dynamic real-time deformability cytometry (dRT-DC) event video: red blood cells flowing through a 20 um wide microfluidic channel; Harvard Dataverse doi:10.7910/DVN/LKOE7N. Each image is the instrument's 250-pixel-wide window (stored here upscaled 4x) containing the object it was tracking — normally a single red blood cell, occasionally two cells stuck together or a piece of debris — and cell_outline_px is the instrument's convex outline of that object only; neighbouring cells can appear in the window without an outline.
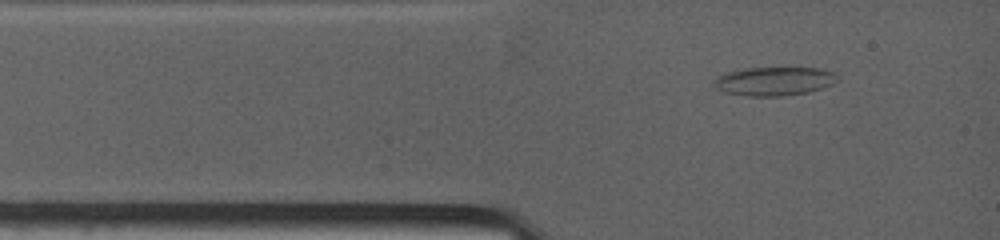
{"species": "common noctule bat (a hibernating species)", "species_latin": "Nyctalus noctula", "temperature_condition": "warm", "stored_images_in_passage": 15, "camera_frame_rate_fps": 4500, "um_per_image_px": 0.085, "animal": {"sex": "female", "body_mass_g": 19.0, "forearm_length_mm": 53.3}, "frame": {"image": 1, "passage_image": 1, "time_ms": 0.0, "image_size_px": [1000, 240], "cell_outline_px": [[840, 80], [832, 84], [808, 92], [784, 96], [748, 96], [724, 92], [716, 88], [716, 80], [720, 76], [728, 72], [744, 68], [820, 68], [832, 72]], "centroid_in_image_um": [65.84, 6.9], "position_along_channel_um": 19.2, "area_um2": 20.35}}
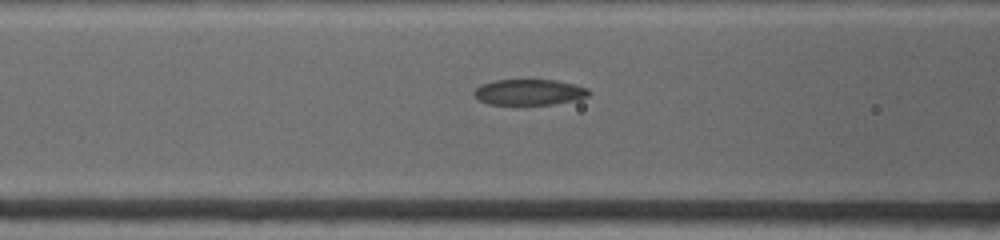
{"frame": {"image": 2, "passage_image": 9, "time_ms": 3.111, "image_size_px": [1000, 240], "cell_outline_px": [[592, 92], [588, 96], [576, 100], [552, 104], [520, 108], [488, 104], [476, 100], [472, 96], [472, 92], [480, 84], [496, 80], [556, 80], [588, 88]], "centroid_in_image_um": [44.9, 7.89], "position_along_channel_um": 121.7, "area_um2": 18.32}}
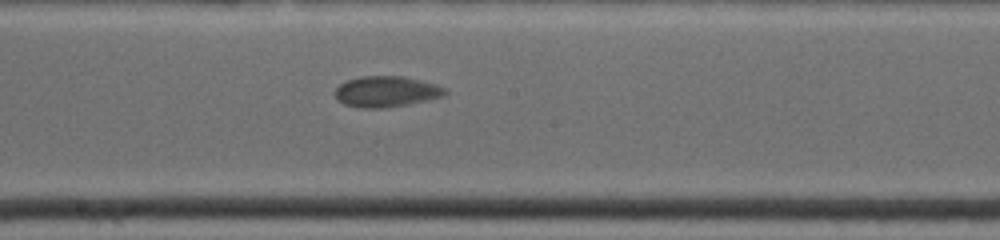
{"frame": {"image": 3, "passage_image": 15, "time_ms": 5.556, "image_size_px": [1000, 240], "cell_outline_px": [[648, 100], [636, 112], [628, 116], [612, 120], [588, 124], [548, 124], [540, 120], [528, 104], [524, 96], [524, 92]], "centroid_in_image_um": [49.31, 9.19], "position_along_channel_um": 198.9, "area_um2": 20.06}}